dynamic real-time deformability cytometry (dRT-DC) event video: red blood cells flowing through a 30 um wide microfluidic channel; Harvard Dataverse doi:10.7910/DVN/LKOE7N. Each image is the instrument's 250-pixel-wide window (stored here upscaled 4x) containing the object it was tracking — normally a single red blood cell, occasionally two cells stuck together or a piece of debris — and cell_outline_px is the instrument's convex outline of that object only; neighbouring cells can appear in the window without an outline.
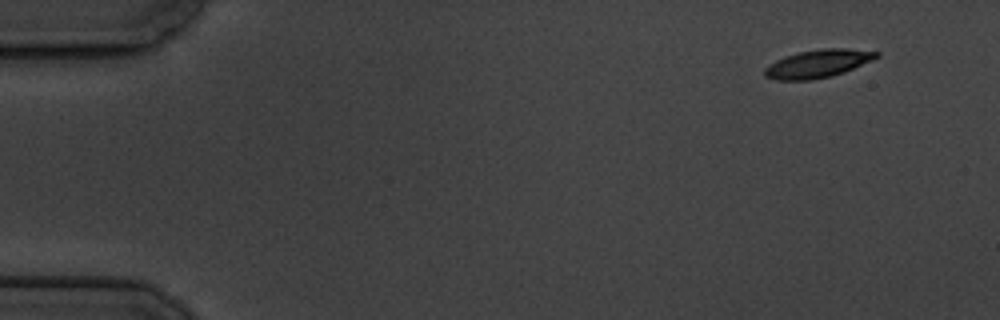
{"species": "common noctule bat (a hibernating species)", "species_latin": "Nyctalus noctula", "temperature_condition": "cold", "stored_images_in_passage": 6, "camera_frame_rate_fps": 3000, "um_per_image_px": 0.085, "animal": {"sex": "male", "body_mass_g": 19.5, "forearm_length_mm": 54.6}, "frame": {"image": 1, "passage_image": 1, "time_ms": 0.0, "image_size_px": [1000, 320], "cell_outline_px": [[880, 56], [872, 60], [844, 72], [832, 76], [812, 80], [776, 80], [764, 76], [764, 68], [768, 64], [784, 56], [800, 52], [824, 48], [844, 48], [880, 52]], "centroid_in_image_um": [69.5, 5.42], "position_along_channel_um": 15.5, "area_um2": 18.26}}
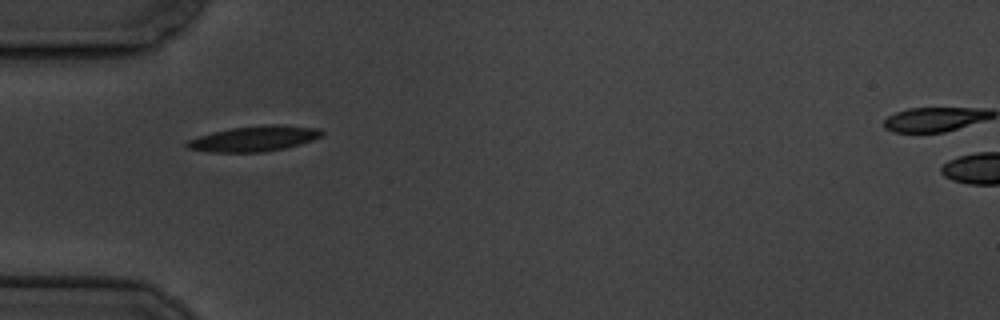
{"frame": {"image": 2, "passage_image": 5, "time_ms": 4.667, "image_size_px": [1000, 320], "cell_outline_px": [[324, 136], [300, 144], [284, 148], [264, 152], [212, 152], [188, 148], [184, 144], [188, 140], [212, 132], [232, 128], [264, 124], [276, 124], [320, 128], [324, 132]], "centroid_in_image_um": [21.65, 11.77], "position_along_channel_um": 63.3, "area_um2": 20.0}}
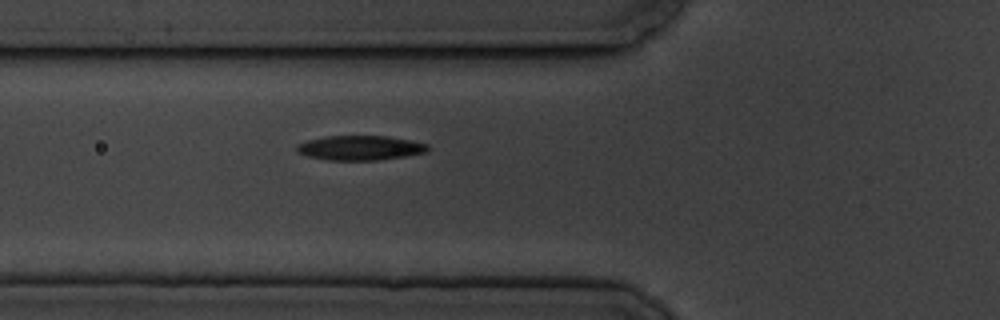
{"frame": {"image": 3, "passage_image": 6, "time_ms": 5.667, "image_size_px": [1000, 320], "cell_outline_px": [[432, 148], [428, 152], [380, 160], [328, 160], [308, 156], [296, 152], [296, 148], [300, 144], [308, 140], [324, 136], [388, 136], [428, 144]], "centroid_in_image_um": [30.65, 12.57], "position_along_channel_um": 95.2, "area_um2": 18.79}}